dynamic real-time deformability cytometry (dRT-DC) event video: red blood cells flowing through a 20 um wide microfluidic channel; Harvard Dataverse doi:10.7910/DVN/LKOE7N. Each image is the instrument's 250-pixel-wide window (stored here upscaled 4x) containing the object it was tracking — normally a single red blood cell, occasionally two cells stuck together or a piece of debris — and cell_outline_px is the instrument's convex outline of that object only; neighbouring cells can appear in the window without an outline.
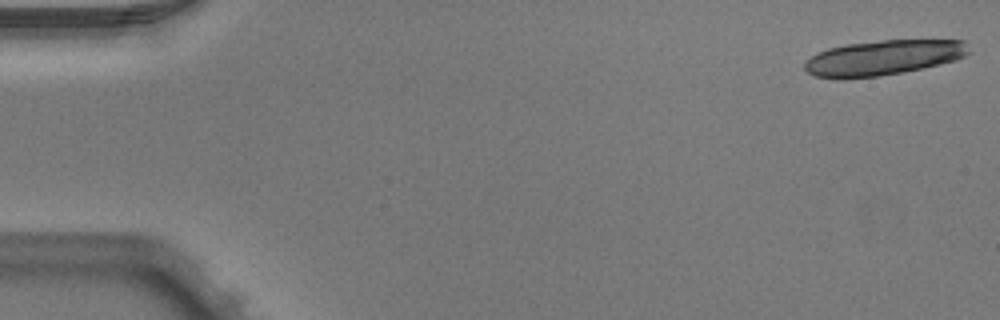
{"species": "Egyptian fruit bat (a non-hibernating species)", "species_latin": "Rousettus aegyptiacus", "temperature_condition": "warm", "stored_images_in_passage": 5, "camera_frame_rate_fps": 3000, "um_per_image_px": 0.085, "animal": {"sex": "male"}, "frame": {"image": 1, "passage_image": 1, "time_ms": 0.0, "image_size_px": [1000, 320], "cell_outline_px": [[972, 52], [956, 60], [940, 64], [880, 76], [840, 80], [836, 80], [816, 76], [808, 72], [804, 68], [804, 64], [816, 52], [828, 48], [848, 44], [880, 40], [964, 40]], "centroid_in_image_um": [75.06, 4.91], "position_along_channel_um": 9.9, "area_um2": 33.76}}